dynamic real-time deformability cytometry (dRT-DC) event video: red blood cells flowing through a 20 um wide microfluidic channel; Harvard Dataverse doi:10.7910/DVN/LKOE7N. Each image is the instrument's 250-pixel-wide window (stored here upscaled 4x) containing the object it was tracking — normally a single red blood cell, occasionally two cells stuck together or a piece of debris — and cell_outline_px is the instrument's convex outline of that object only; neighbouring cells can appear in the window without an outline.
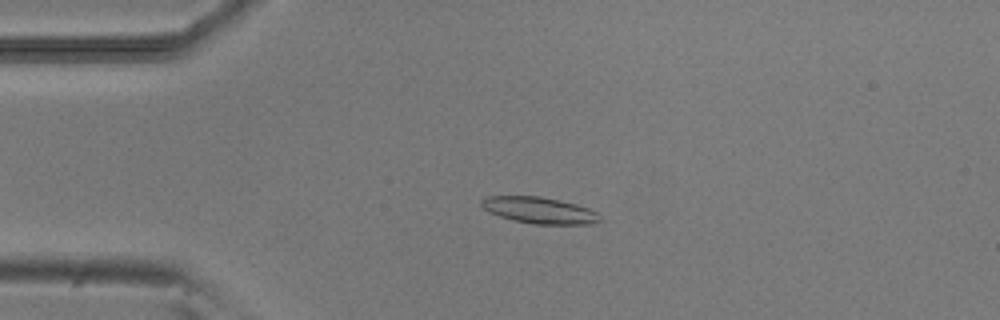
{"species": "common noctule bat (a hibernating species)", "species_latin": "Nyctalus noctula", "temperature_condition": "room temperature", "stored_images_in_passage": 52, "camera_frame_rate_fps": 3000, "um_per_image_px": 0.085, "animal": {"sex": "male", "body_mass_g": 20.5, "forearm_length_mm": 52.5}, "frame": {"image": 1, "passage_image": 12, "time_ms": 3.667, "image_size_px": [1000, 320], "cell_outline_px": [[604, 220], [592, 224], [532, 224], [512, 220], [488, 212], [480, 204], [480, 200], [488, 196], [540, 196], [576, 204], [588, 208], [596, 212]], "centroid_in_image_um": [45.85, 17.88], "position_along_channel_um": 39.1, "area_um2": 18.32}}
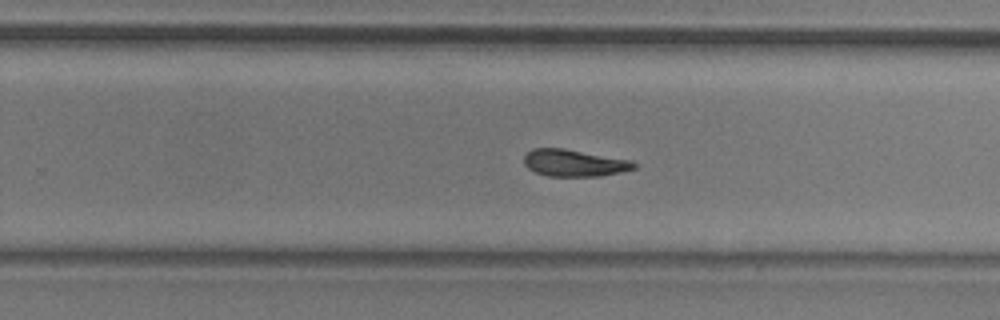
{"frame": {"image": 2, "passage_image": 33, "time_ms": 10.667, "image_size_px": [1000, 320], "cell_outline_px": [[636, 168], [620, 172], [600, 176], [548, 176], [536, 172], [528, 168], [524, 164], [524, 156], [532, 148], [564, 148], [632, 160], [636, 164]], "centroid_in_image_um": [48.81, 13.84], "position_along_channel_um": 281.0, "area_um2": 17.28}}
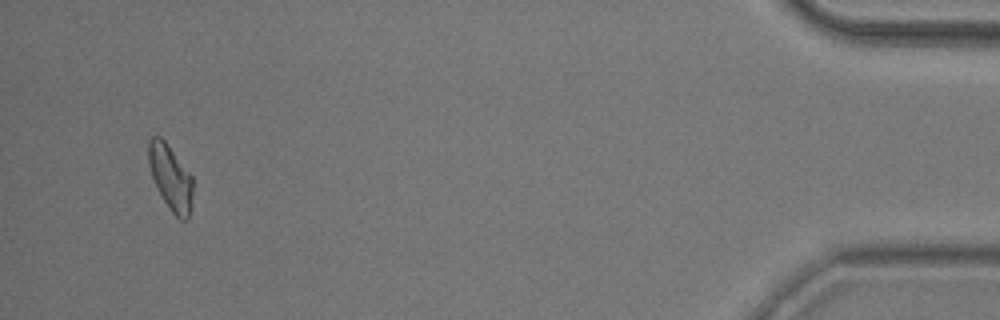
{"frame": {"image": 3, "passage_image": 50, "time_ms": 16.333, "image_size_px": [1000, 320], "cell_outline_px": [[192, 196], [188, 216], [184, 220], [180, 220], [172, 212], [164, 200], [152, 176], [148, 164], [148, 140], [152, 136], [160, 136], [164, 140], [192, 176]], "centroid_in_image_um": [14.48, 15.05], "position_along_channel_um": 420.7, "area_um2": 16.42}, "authors_computed_cell_mechanics": {"area_um2": 17.8024, "velocity_mm_per_s": 3.851, "shape_relaxation_time_tau1_ms": 4.9449, "shape_relaxation_time_tau2_ms": null, "deformation_change_tau1": 0.1581, "deformation_change_tau2": null}}